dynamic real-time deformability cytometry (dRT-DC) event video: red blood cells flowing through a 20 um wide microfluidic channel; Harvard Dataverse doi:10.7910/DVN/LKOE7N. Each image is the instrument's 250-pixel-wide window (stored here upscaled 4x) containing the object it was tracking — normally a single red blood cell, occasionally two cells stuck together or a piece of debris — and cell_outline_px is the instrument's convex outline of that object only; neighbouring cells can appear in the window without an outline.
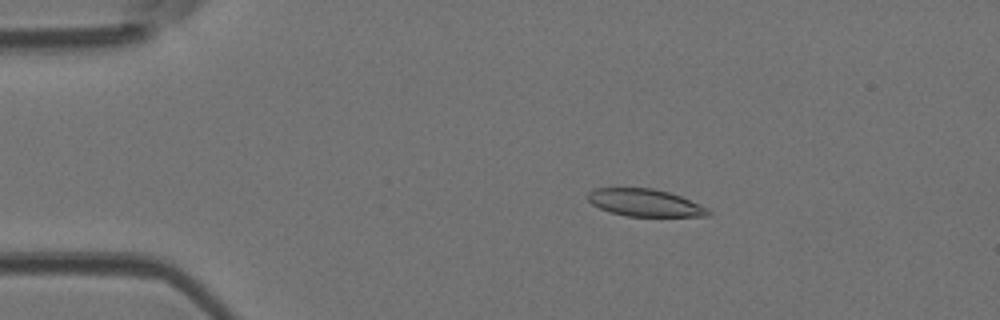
{"species": "Egyptian fruit bat (a non-hibernating species)", "species_latin": "Rousettus aegyptiacus", "temperature_condition": "room temperature", "stored_images_in_passage": 4, "camera_frame_rate_fps": 3000, "um_per_image_px": 0.085, "animal": {"sex": "female"}, "frame": {"image": 1, "passage_image": 2, "time_ms": 0.333, "image_size_px": [1000, 320], "cell_outline_px": [[712, 216], [628, 216], [612, 212], [600, 208], [592, 204], [588, 200], [588, 192], [596, 188], [652, 188], [668, 192], [680, 196], [708, 208], [712, 212]], "centroid_in_image_um": [54.84, 17.23], "position_along_channel_um": 30.2, "area_um2": 19.02}}
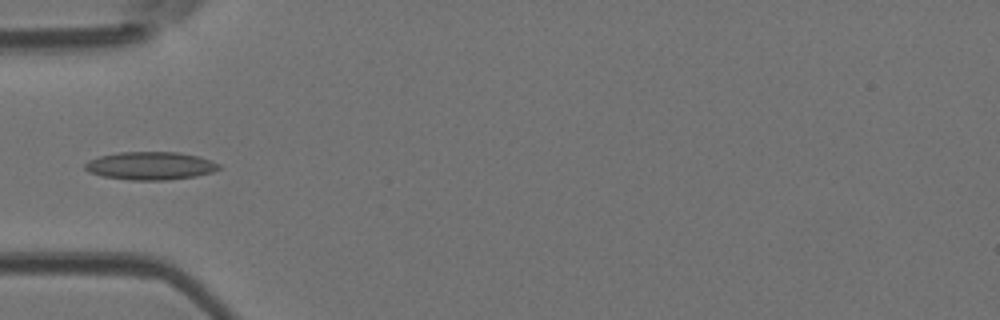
{"frame": {"image": 2, "passage_image": 4, "time_ms": 1.0, "image_size_px": [1000, 320], "cell_outline_px": [[220, 168], [212, 172], [196, 176], [164, 180], [128, 180], [104, 176], [88, 172], [84, 168], [84, 164], [88, 160], [100, 156], [120, 152], [180, 152], [196, 156], [220, 164]], "centroid_in_image_um": [12.75, 14.09], "position_along_channel_um": 72.2, "area_um2": 21.73}}